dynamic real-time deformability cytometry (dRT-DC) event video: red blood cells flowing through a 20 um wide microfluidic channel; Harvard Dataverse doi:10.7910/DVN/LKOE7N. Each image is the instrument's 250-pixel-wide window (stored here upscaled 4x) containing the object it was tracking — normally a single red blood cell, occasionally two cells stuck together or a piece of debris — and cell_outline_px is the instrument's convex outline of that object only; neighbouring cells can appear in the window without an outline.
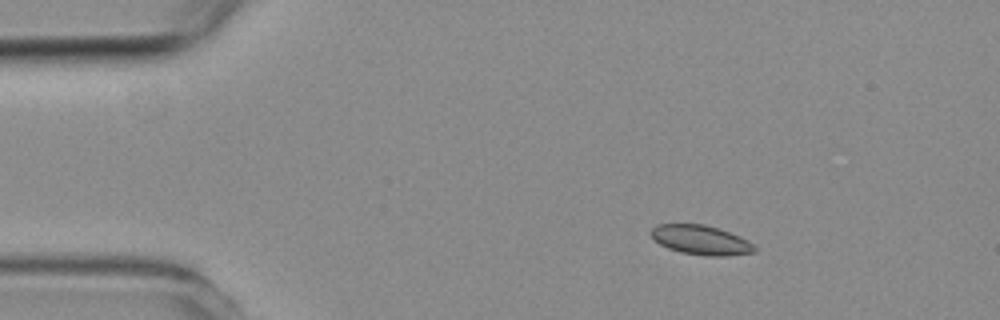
{"species": "common noctule bat (a hibernating species)", "species_latin": "Nyctalus noctula", "temperature_condition": "room temperature", "stored_images_in_passage": 4, "camera_frame_rate_fps": 3000, "um_per_image_px": 0.085, "animal": {"sex": "female", "body_mass_g": 19.3, "forearm_length_mm": 54.1}, "frame": {"image": 1, "passage_image": 2, "time_ms": 1.333, "image_size_px": [1000, 320], "cell_outline_px": [[756, 252], [728, 256], [704, 256], [680, 252], [668, 248], [660, 244], [648, 232], [656, 224], [704, 224], [720, 228], [740, 236], [748, 240], [756, 248]], "centroid_in_image_um": [59.59, 20.4], "position_along_channel_um": 25.4, "area_um2": 17.98}}
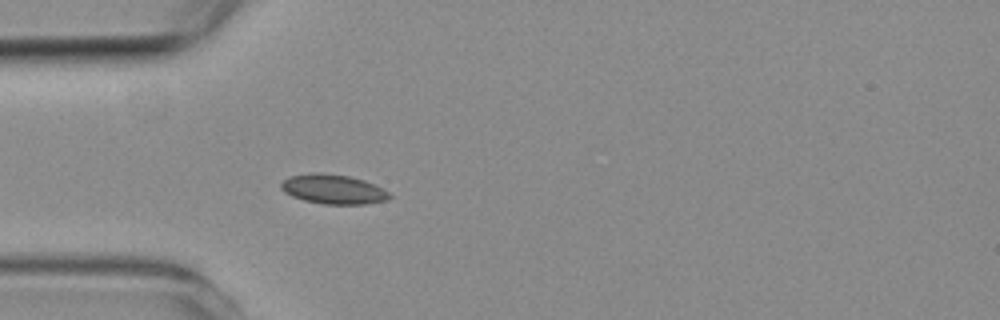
{"frame": {"image": 2, "passage_image": 4, "time_ms": 3.667, "image_size_px": [1000, 320], "cell_outline_px": [[392, 196], [388, 200], [364, 204], [324, 204], [304, 200], [292, 196], [284, 192], [280, 188], [280, 184], [288, 176], [308, 172], [320, 172], [348, 176], [364, 180], [384, 188]], "centroid_in_image_um": [28.31, 16.07], "position_along_channel_um": 56.7, "area_um2": 18.84}}